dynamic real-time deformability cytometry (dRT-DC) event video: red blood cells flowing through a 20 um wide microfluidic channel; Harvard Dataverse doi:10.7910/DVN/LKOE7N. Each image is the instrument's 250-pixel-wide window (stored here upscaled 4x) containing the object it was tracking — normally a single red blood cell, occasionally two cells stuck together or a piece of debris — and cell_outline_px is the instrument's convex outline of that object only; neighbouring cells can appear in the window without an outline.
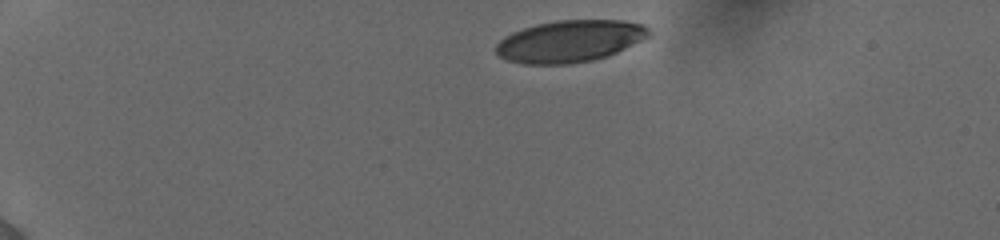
{"species": "human", "species_latin": "Homo sapiens", "temperature_condition": "cold", "stored_images_in_passage": 5, "camera_frame_rate_fps": 3000, "um_per_image_px": 0.085, "donor": {"sex": "female"}, "frame": {"image": 1, "passage_image": 1, "time_ms": 0.0, "image_size_px": [1000, 240], "cell_outline_px": [[648, 36], [608, 56], [592, 60], [568, 64], [524, 64], [508, 60], [500, 56], [496, 52], [496, 44], [504, 36], [512, 32], [536, 24], [556, 20], [620, 20], [644, 24], [648, 28]], "centroid_in_image_um": [48.4, 3.5], "position_along_channel_um": 36.6, "area_um2": 37.05}}
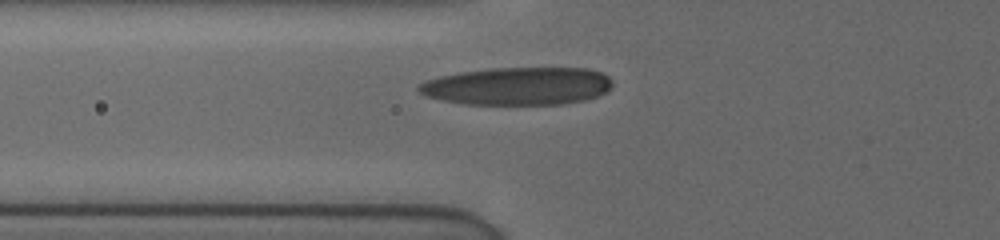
{"frame": {"image": 2, "passage_image": 5, "time_ms": 3.333, "image_size_px": [1000, 240], "cell_outline_px": [[612, 88], [596, 96], [584, 100], [564, 104], [464, 104], [444, 100], [428, 96], [420, 92], [416, 88], [424, 80], [440, 76], [460, 72], [488, 68], [588, 68], [600, 72], [608, 76], [612, 80]], "centroid_in_image_um": [44.02, 7.31], "position_along_channel_um": 81.8, "area_um2": 42.66}}